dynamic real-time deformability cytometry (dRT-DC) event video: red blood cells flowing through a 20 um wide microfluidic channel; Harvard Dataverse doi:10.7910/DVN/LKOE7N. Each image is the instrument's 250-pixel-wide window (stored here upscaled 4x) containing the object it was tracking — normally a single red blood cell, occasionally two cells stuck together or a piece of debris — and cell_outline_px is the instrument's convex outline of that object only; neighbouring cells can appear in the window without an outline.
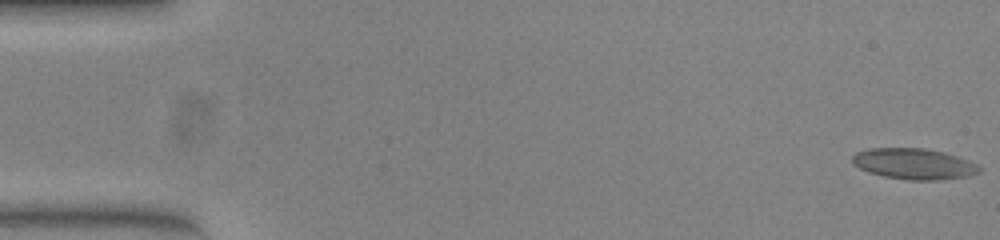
{"species": "common noctule bat (a hibernating species)", "species_latin": "Nyctalus noctula", "temperature_condition": "warm", "stored_images_in_passage": 53, "camera_frame_rate_fps": 3000, "um_per_image_px": 0.085, "animal": {"sex": "female", "body_mass_g": 23.0, "forearm_length_mm": 53.4}, "frame": {"image": 1, "passage_image": 1, "time_ms": 0.0, "image_size_px": [1000, 240], "cell_outline_px": [[980, 172], [968, 176], [940, 180], [908, 180], [884, 176], [868, 172], [852, 164], [852, 156], [856, 152], [868, 148], [924, 148], [944, 152], [968, 160], [976, 164], [980, 168]], "centroid_in_image_um": [77.66, 13.92], "position_along_channel_um": 7.3, "area_um2": 22.89}}
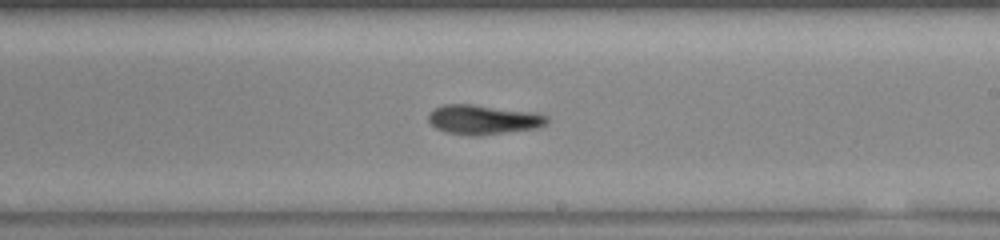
{"frame": {"image": 2, "passage_image": 31, "time_ms": 10.0, "image_size_px": [1000, 240], "cell_outline_px": [[548, 120], [544, 124], [536, 128], [480, 136], [472, 136], [448, 132], [436, 128], [428, 120], [428, 112], [444, 104], [472, 104], [532, 112], [548, 116]], "centroid_in_image_um": [41.04, 10.17], "position_along_channel_um": 248.0, "area_um2": 20.23}}
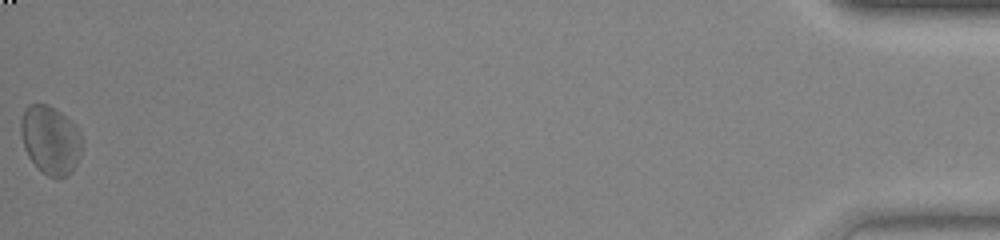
{"frame": {"image": 3, "passage_image": 53, "time_ms": 17.333, "image_size_px": [1000, 240], "cell_outline_px": [[80, 156], [76, 164], [68, 176], [60, 180], [56, 180], [48, 176], [28, 156], [24, 148], [20, 132], [20, 120], [24, 108], [28, 104], [48, 104], [60, 112], [80, 132]], "centroid_in_image_um": [4.25, 11.91], "position_along_channel_um": 430.9, "area_um2": 24.28}, "authors_computed_cell_mechanics": {"area_um2": 21.2126, "velocity_mm_per_s": 3.8824, "shape_relaxation_time_tau1_ms": null, "shape_relaxation_time_tau2_ms": 4.366, "deformation_change_tau1": null, "deformation_change_tau2": 0.1307}}